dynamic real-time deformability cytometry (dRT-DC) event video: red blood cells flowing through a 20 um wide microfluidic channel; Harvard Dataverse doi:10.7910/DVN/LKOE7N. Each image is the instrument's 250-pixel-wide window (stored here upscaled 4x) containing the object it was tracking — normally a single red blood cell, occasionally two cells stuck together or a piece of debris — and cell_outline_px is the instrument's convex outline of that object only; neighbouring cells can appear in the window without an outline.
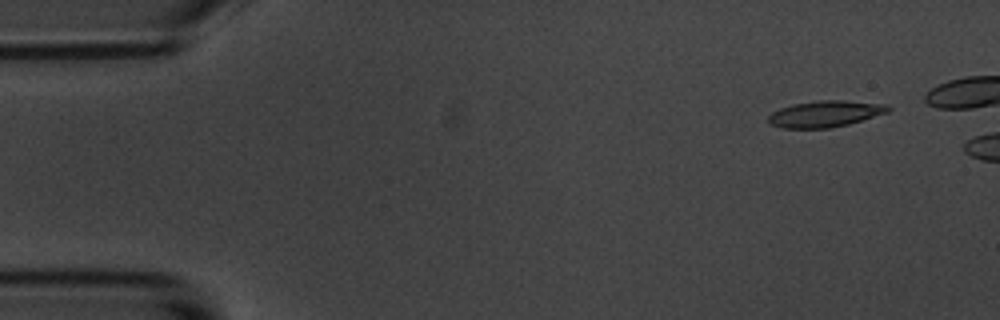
{"species": "common noctule bat (a hibernating species)", "species_latin": "Nyctalus noctula", "temperature_condition": "room temperature", "stored_images_in_passage": 10, "camera_frame_rate_fps": 3000, "um_per_image_px": 0.085, "animal": {"sex": "male", "body_mass_g": 20.1, "forearm_length_mm": 53.5}, "frame": {"image": 1, "passage_image": 1, "time_ms": 0.0, "image_size_px": [1000, 320], "cell_outline_px": [[892, 108], [888, 112], [848, 124], [832, 128], [784, 128], [772, 124], [768, 120], [768, 116], [772, 112], [780, 108], [792, 104], [820, 100], [844, 100], [888, 104]], "centroid_in_image_um": [70.17, 9.67], "position_along_channel_um": 14.8, "area_um2": 18.38}}
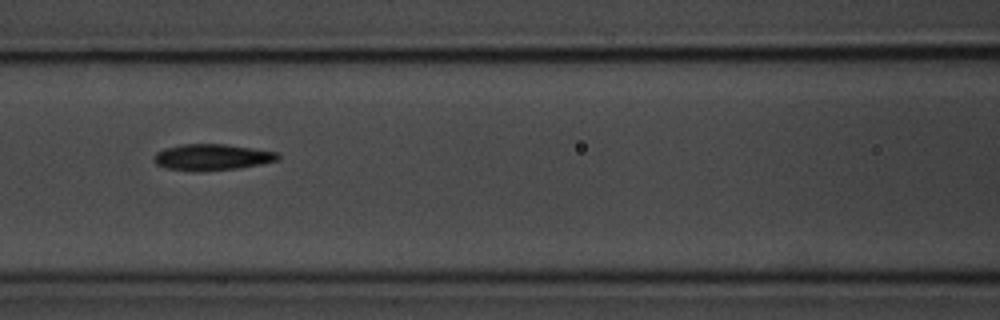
{"frame": {"image": 2, "passage_image": 7, "time_ms": 6.667, "image_size_px": [1000, 320], "cell_outline_px": [[280, 156], [276, 160], [260, 164], [236, 168], [168, 168], [156, 164], [152, 160], [152, 156], [156, 152], [164, 148], [180, 144], [224, 144], [280, 152]], "centroid_in_image_um": [18.02, 13.29], "position_along_channel_um": 148.6, "area_um2": 18.03}}
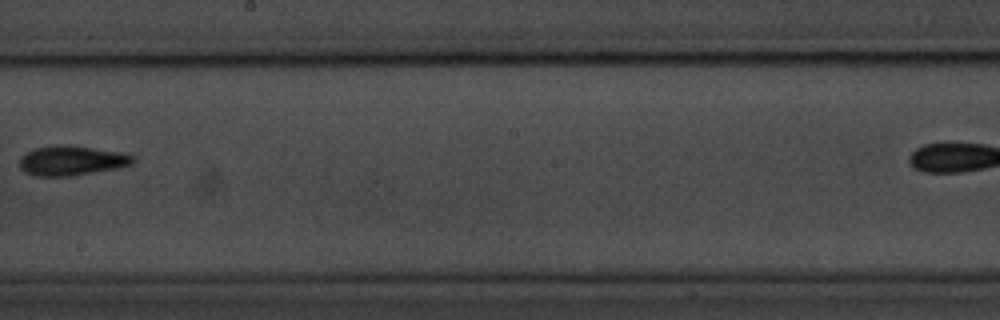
{"frame": {"image": 3, "passage_image": 9, "time_ms": 9.333, "image_size_px": [1000, 320], "cell_outline_px": [[136, 160], [132, 164], [116, 168], [68, 176], [36, 176], [24, 172], [20, 168], [20, 156], [36, 148], [60, 144], [92, 148], [120, 152], [136, 156]], "centroid_in_image_um": [6.08, 13.65], "position_along_channel_um": 242.1, "area_um2": 19.42}}